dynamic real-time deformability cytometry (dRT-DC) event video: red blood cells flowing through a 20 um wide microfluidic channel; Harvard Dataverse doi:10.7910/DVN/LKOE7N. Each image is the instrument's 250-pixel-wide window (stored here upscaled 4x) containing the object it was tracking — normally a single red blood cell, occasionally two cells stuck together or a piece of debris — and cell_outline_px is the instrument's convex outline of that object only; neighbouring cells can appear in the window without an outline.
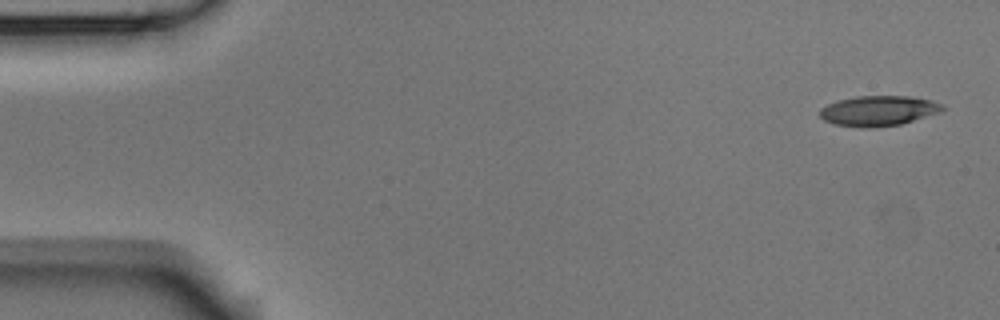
{"species": "Egyptian fruit bat (a non-hibernating species)", "species_latin": "Rousettus aegyptiacus", "temperature_condition": "room temperature", "stored_images_in_passage": 5, "camera_frame_rate_fps": 3000, "um_per_image_px": 0.085, "animal": {"sex": "male"}, "frame": {"image": 1, "passage_image": 1, "time_ms": 0.0, "image_size_px": [1000, 320], "cell_outline_px": [[944, 108], [940, 112], [900, 124], [868, 128], [864, 128], [836, 124], [824, 120], [820, 116], [820, 108], [836, 100], [856, 96], [908, 96], [928, 100], [944, 104]], "centroid_in_image_um": [74.64, 9.41], "position_along_channel_um": 10.4, "area_um2": 21.39}}
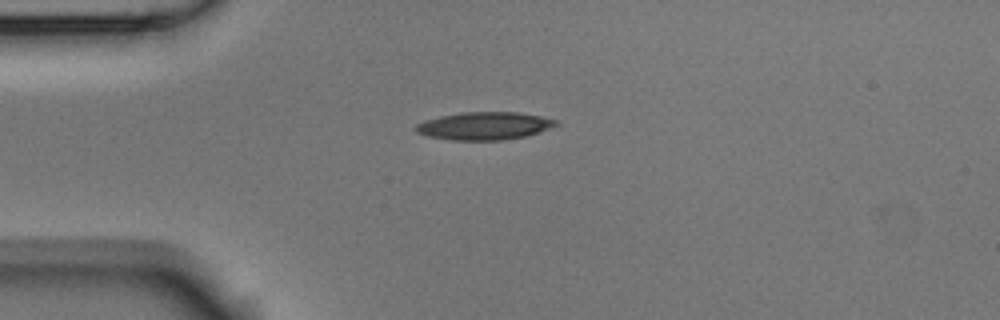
{"frame": {"image": 2, "passage_image": 4, "time_ms": 1.0, "image_size_px": [1000, 320], "cell_outline_px": [[560, 124], [524, 136], [504, 140], [452, 140], [428, 136], [416, 132], [416, 124], [424, 120], [440, 116], [460, 112], [516, 112], [540, 116], [556, 120]], "centroid_in_image_um": [41.13, 10.69], "position_along_channel_um": 43.9, "area_um2": 22.48}}
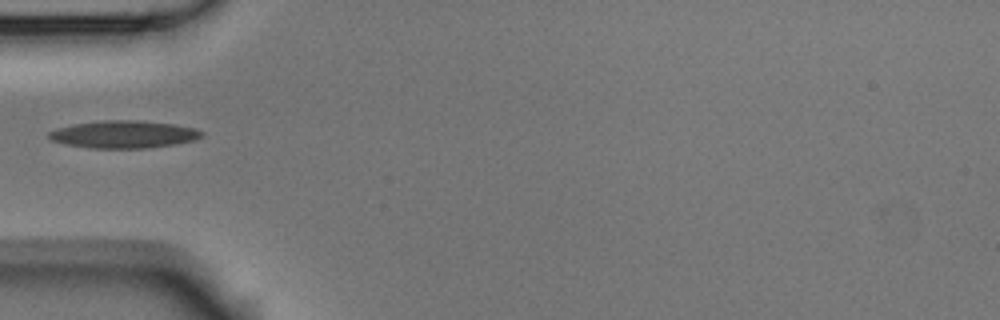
{"frame": {"image": 3, "passage_image": 5, "time_ms": 1.333, "image_size_px": [1000, 320], "cell_outline_px": [[204, 136], [196, 140], [176, 144], [148, 148], [92, 148], [68, 144], [52, 140], [48, 136], [48, 132], [56, 128], [72, 124], [104, 120], [136, 120], [172, 124], [196, 128], [204, 132]], "centroid_in_image_um": [10.56, 11.42], "position_along_channel_um": 74.4, "area_um2": 24.51}}